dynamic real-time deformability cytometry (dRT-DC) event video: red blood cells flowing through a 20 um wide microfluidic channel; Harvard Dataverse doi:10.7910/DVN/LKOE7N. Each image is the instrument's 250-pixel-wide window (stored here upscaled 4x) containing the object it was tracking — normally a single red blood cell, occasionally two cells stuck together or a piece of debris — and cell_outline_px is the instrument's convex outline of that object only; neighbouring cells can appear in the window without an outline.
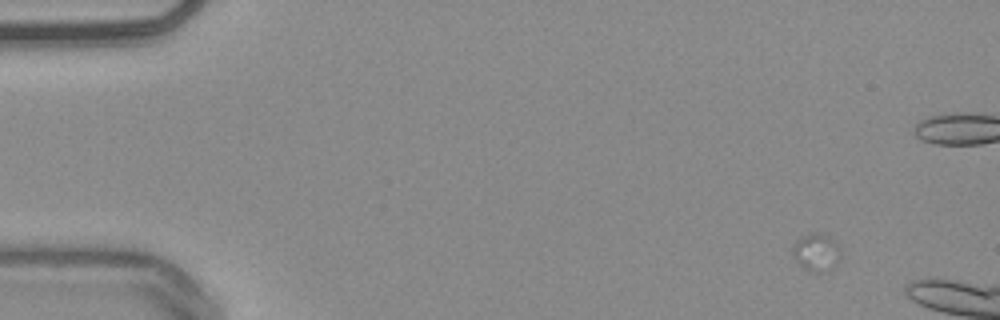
{"species": "common noctule bat (a hibernating species)", "species_latin": "Nyctalus noctula", "temperature_condition": "warm", "stored_images_in_passage": 7, "camera_frame_rate_fps": 3000, "um_per_image_px": 0.085, "animal": {"sex": "male", "body_mass_g": 20.4}, "frame": {"image": 1, "passage_image": 1, "time_ms": 0.0, "image_size_px": [1000, 320], "cell_outline_px": [[840, 256], [828, 272], [808, 272], [792, 256], [792, 244], [800, 236], [812, 232], [816, 232], [828, 236], [840, 248]], "centroid_in_image_um": [69.34, 21.44], "position_along_channel_um": 15.7, "area_um2": 10.58}}